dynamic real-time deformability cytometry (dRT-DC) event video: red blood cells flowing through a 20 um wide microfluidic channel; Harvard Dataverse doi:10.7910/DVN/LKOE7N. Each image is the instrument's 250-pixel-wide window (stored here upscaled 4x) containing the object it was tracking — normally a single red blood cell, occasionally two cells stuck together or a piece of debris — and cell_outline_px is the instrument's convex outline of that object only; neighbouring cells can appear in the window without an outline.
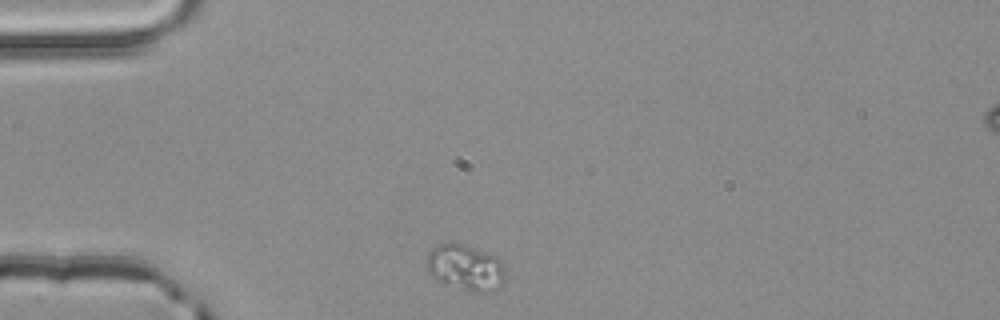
{"species": "common noctule bat (a hibernating species)", "species_latin": "Nyctalus noctula", "temperature_condition": "room temperature", "stored_images_in_passage": 1, "camera_frame_rate_fps": 3000, "um_per_image_px": 0.085, "animal": {"sex": "male", "body_mass_g": 20.4}, "frame": {"image": 1, "passage_image": 1, "time_ms": 0.0, "image_size_px": [1000, 320], "cell_outline_px": [[504, 284], [496, 292], [476, 292], [444, 284], [436, 280], [428, 272], [428, 252], [432, 248], [440, 244], [460, 244], [488, 252], [496, 256], [500, 260], [504, 268]], "centroid_in_image_um": [39.61, 22.78], "position_along_channel_um": 45.4, "area_um2": 21.04}}